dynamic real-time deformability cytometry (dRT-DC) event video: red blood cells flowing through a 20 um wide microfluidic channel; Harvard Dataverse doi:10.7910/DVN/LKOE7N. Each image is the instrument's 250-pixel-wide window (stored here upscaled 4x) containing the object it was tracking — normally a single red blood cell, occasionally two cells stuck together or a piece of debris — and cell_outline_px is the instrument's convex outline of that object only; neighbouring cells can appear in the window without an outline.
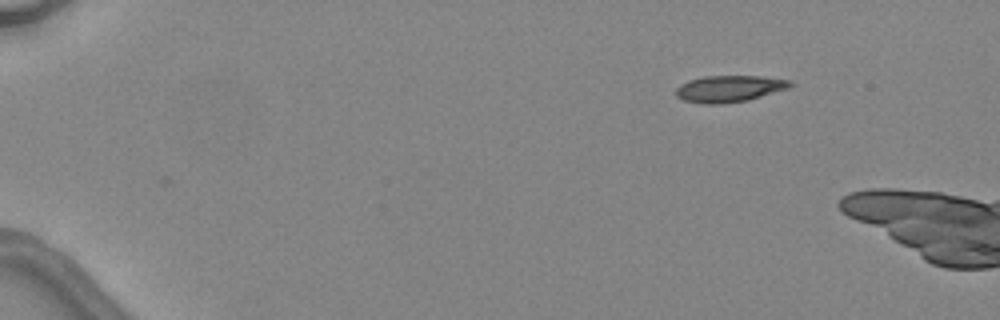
{"species": "common noctule bat (a hibernating species)", "species_latin": "Nyctalus noctula", "temperature_condition": "warm", "stored_images_in_passage": 3, "camera_frame_rate_fps": 3000, "um_per_image_px": 0.085, "animal": {"sex": "female", "body_mass_g": 24.6, "forearm_length_mm": 56.2}, "frame": {"image": 1, "passage_image": 1, "time_ms": 0.0, "image_size_px": [1000, 320], "cell_outline_px": [[792, 84], [788, 88], [748, 100], [724, 104], [704, 104], [684, 100], [676, 96], [676, 88], [680, 84], [688, 80], [704, 76], [760, 76], [792, 80]], "centroid_in_image_um": [61.97, 7.54], "position_along_channel_um": 23.0, "area_um2": 17.74}}